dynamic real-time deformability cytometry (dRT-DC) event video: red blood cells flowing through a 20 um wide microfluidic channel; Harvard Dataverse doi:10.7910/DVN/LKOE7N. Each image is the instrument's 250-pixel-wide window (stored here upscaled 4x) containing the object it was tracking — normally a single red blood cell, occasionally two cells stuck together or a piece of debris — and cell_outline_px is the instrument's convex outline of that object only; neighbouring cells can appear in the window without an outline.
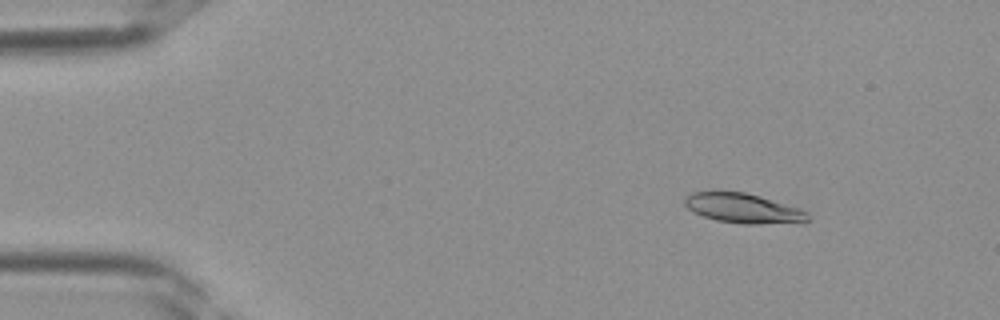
{"species": "Egyptian fruit bat (a non-hibernating species)", "species_latin": "Rousettus aegyptiacus", "temperature_condition": "room temperature", "stored_images_in_passage": 38, "camera_frame_rate_fps": 3000, "um_per_image_px": 0.085, "frame": {"image": 1, "passage_image": 5, "time_ms": 1.333, "image_size_px": [1000, 320], "cell_outline_px": [[812, 220], [804, 224], [744, 224], [716, 220], [692, 212], [684, 204], [684, 200], [692, 192], [712, 188], [744, 192], [760, 196], [800, 208], [808, 212]], "centroid_in_image_um": [63.22, 17.69], "position_along_channel_um": 21.8, "area_um2": 22.43}}
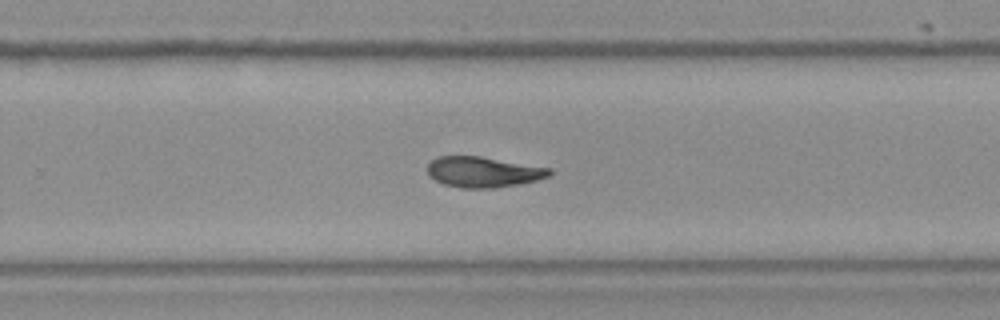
{"frame": {"image": 2, "passage_image": 25, "time_ms": 8.0, "image_size_px": [1000, 320], "cell_outline_px": [[552, 172], [548, 176], [536, 180], [520, 184], [496, 188], [460, 188], [444, 184], [428, 176], [428, 164], [436, 156], [480, 156], [552, 168]], "centroid_in_image_um": [41.07, 14.62], "position_along_channel_um": 288.7, "area_um2": 21.85}}
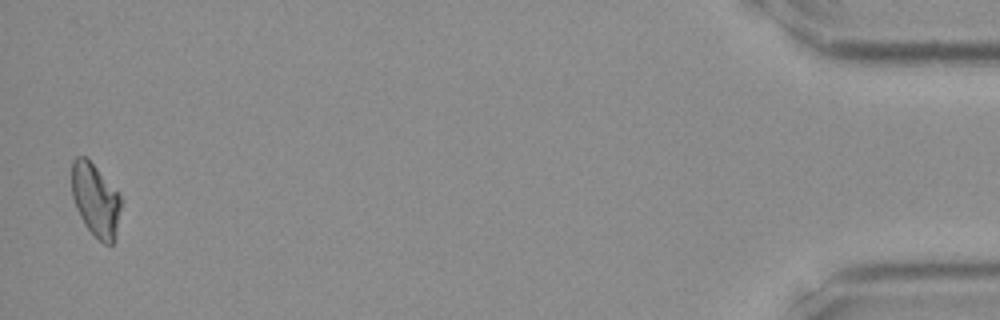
{"frame": {"image": 3, "passage_image": 38, "time_ms": 12.333, "image_size_px": [1000, 320], "cell_outline_px": [[120, 208], [116, 240], [112, 244], [104, 244], [84, 224], [76, 208], [72, 196], [72, 160], [76, 156], [84, 156], [120, 192]], "centroid_in_image_um": [8.13, 17.01], "position_along_channel_um": 427.1, "area_um2": 20.87}}